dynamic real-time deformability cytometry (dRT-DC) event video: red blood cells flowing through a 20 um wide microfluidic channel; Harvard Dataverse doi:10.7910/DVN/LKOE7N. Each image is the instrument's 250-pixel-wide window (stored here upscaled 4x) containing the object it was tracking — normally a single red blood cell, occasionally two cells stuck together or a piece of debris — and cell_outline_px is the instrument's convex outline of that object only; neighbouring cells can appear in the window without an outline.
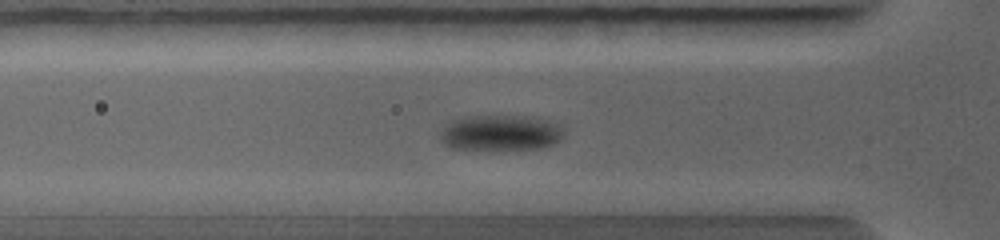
{"species": "common noctule bat (a hibernating species)", "species_latin": "Nyctalus noctula", "temperature_condition": "warm", "stored_images_in_passage": 22, "camera_frame_rate_fps": 5000, "um_per_image_px": 0.085, "animal": {"sex": "female", "body_mass_g": 19.0, "forearm_length_mm": 56.7}, "frame": {"image": 1, "passage_image": 8, "time_ms": 2.6, "image_size_px": [1000, 240], "cell_outline_px": [[564, 132], [560, 140], [556, 144], [544, 148], [504, 152], [488, 152], [452, 148], [444, 144], [440, 136], [440, 132], [452, 120], [468, 116], [528, 116], [544, 120], [556, 124], [564, 128]], "centroid_in_image_um": [42.56, 11.36], "position_along_channel_um": 83.2, "area_um2": 26.76}}
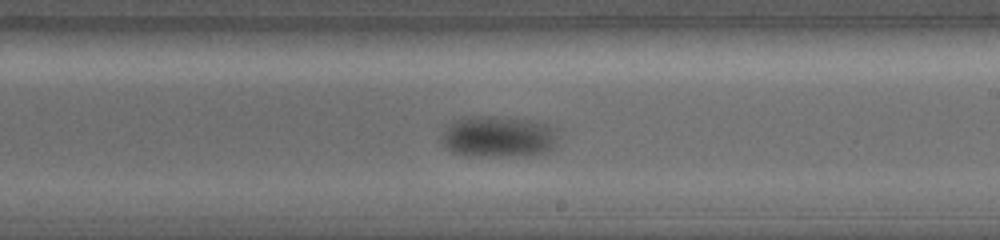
{"frame": {"image": 2, "passage_image": 16, "time_ms": 5.6, "image_size_px": [1000, 240], "cell_outline_px": [[556, 148], [548, 152], [528, 156], [468, 156], [452, 152], [440, 140], [440, 136], [444, 128], [452, 120], [464, 116], [492, 116], [532, 120], [548, 124], [556, 136]], "centroid_in_image_um": [42.32, 11.62], "position_along_channel_um": 246.7, "area_um2": 28.61}}
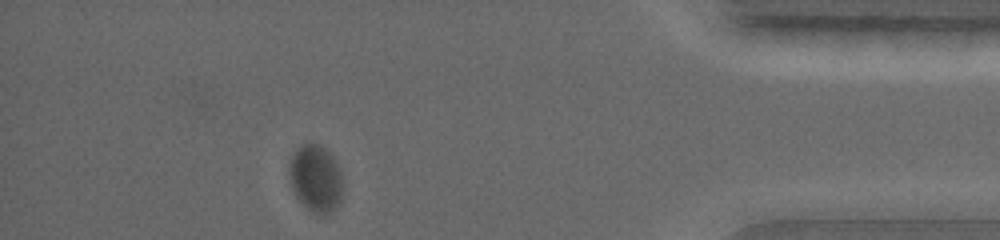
{"frame": {"image": 3, "passage_image": 22, "time_ms": 9.4, "image_size_px": [1000, 240], "cell_outline_px": [[344, 180], [340, 204], [336, 208], [320, 216], [312, 212], [296, 196], [292, 188], [288, 172], [288, 168], [292, 156], [304, 144], [316, 144], [324, 148], [332, 156], [340, 168]], "centroid_in_image_um": [26.88, 15.2], "position_along_channel_um": 408.3, "area_um2": 20.92}}